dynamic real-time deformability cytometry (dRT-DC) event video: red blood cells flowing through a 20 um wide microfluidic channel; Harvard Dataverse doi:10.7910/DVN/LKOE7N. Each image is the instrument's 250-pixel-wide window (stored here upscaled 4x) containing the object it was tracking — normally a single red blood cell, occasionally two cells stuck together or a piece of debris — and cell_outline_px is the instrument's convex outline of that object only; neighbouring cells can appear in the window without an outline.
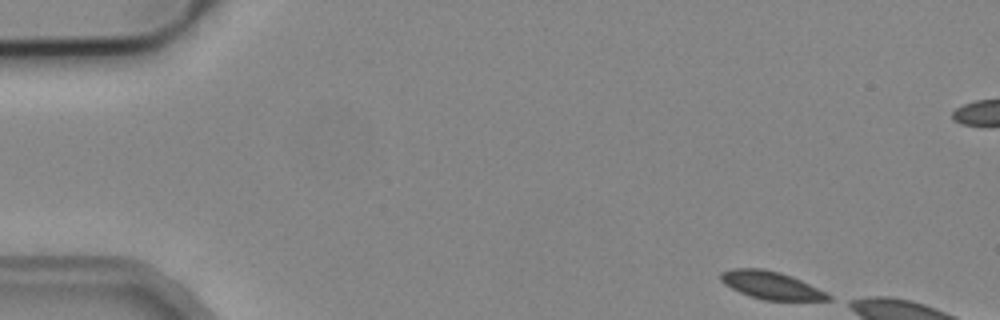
{"species": "common noctule bat (a hibernating species)", "species_latin": "Nyctalus noctula", "temperature_condition": "cold", "stored_images_in_passage": 3, "camera_frame_rate_fps": 3000, "um_per_image_px": 0.085, "animal": {"sex": "male", "body_mass_g": 19.2, "forearm_length_mm": 51.8}, "frame": {"image": 1, "passage_image": 1, "time_ms": 0.0, "image_size_px": [1000, 320], "cell_outline_px": [[832, 300], [764, 300], [740, 292], [724, 284], [720, 280], [720, 272], [732, 268], [764, 268], [780, 272], [800, 280], [828, 292], [832, 296]], "centroid_in_image_um": [65.55, 24.24], "position_along_channel_um": 19.4, "area_um2": 17.34}}